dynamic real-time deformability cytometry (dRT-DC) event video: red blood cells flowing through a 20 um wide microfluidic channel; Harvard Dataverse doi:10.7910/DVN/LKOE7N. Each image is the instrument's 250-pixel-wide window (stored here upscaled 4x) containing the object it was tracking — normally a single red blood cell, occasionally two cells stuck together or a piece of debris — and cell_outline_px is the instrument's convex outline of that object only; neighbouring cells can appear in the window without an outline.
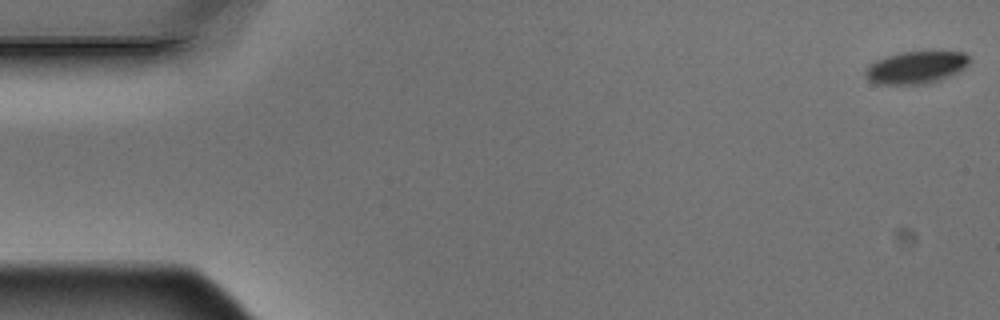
{"species": "Egyptian fruit bat (a non-hibernating species)", "species_latin": "Rousettus aegyptiacus", "temperature_condition": "warm", "stored_images_in_passage": 6, "camera_frame_rate_fps": 3000, "um_per_image_px": 0.085, "animal": {"sex": "male"}, "frame": {"image": 1, "passage_image": 1, "time_ms": 0.0, "image_size_px": [1000, 320], "cell_outline_px": [[968, 64], [964, 68], [948, 76], [936, 80], [920, 84], [880, 84], [872, 80], [864, 72], [868, 64], [876, 60], [900, 52], [964, 52], [968, 56]], "centroid_in_image_um": [77.84, 5.72], "position_along_channel_um": 7.2, "area_um2": 19.02}}
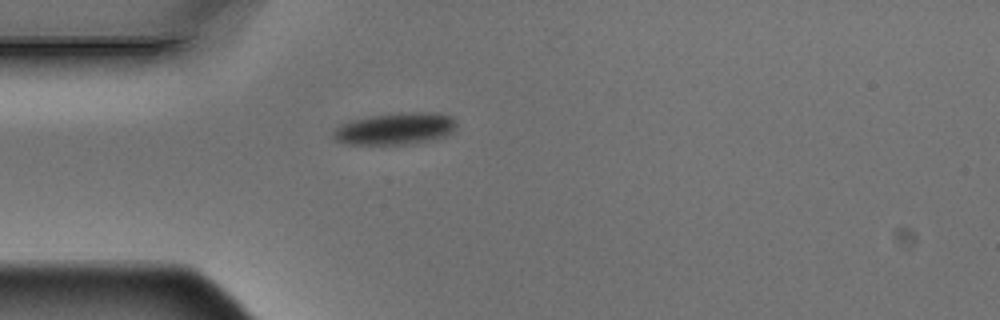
{"frame": {"image": 2, "passage_image": 5, "time_ms": 1.333, "image_size_px": [1000, 320], "cell_outline_px": [[456, 124], [452, 132], [444, 136], [404, 144], [344, 144], [336, 140], [332, 136], [332, 132], [340, 124], [352, 120], [368, 116], [400, 112], [432, 112], [452, 116], [456, 120]], "centroid_in_image_um": [33.55, 10.92], "position_along_channel_um": 51.4, "area_um2": 22.77}}